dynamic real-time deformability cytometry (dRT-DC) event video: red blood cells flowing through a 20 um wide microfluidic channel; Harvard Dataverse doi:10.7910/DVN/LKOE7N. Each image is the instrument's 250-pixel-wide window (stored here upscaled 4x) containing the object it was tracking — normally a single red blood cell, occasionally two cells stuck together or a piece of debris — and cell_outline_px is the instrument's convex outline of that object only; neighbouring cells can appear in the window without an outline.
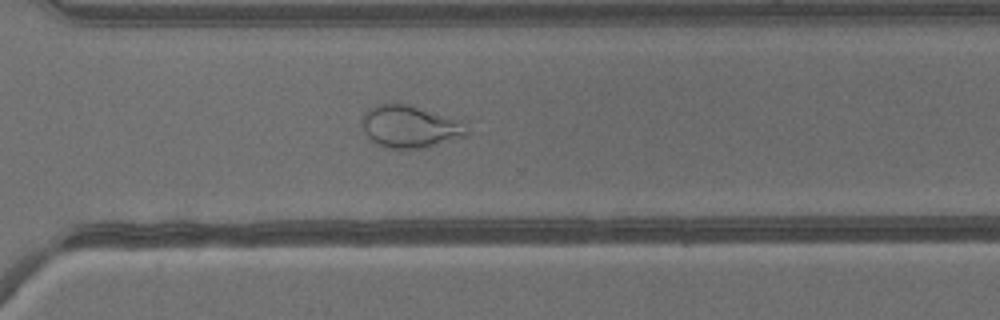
{"species": "common noctule bat (a hibernating species)", "species_latin": "Nyctalus noctula", "temperature_condition": "warm", "stored_images_in_passage": 41, "camera_frame_rate_fps": 3000, "um_per_image_px": 0.085, "animal": {"sex": "male", "body_mass_g": 13.3}, "frame": {"image": 1, "passage_image": 30, "time_ms": 9.667, "image_size_px": [1000, 320], "cell_outline_px": [[468, 132], [464, 136], [436, 144], [420, 148], [388, 148], [376, 144], [364, 132], [360, 124], [360, 120], [364, 112], [368, 108], [376, 104], [404, 104], [460, 120]], "centroid_in_image_um": [34.74, 10.76], "position_along_channel_um": 335.9, "area_um2": 25.32}}
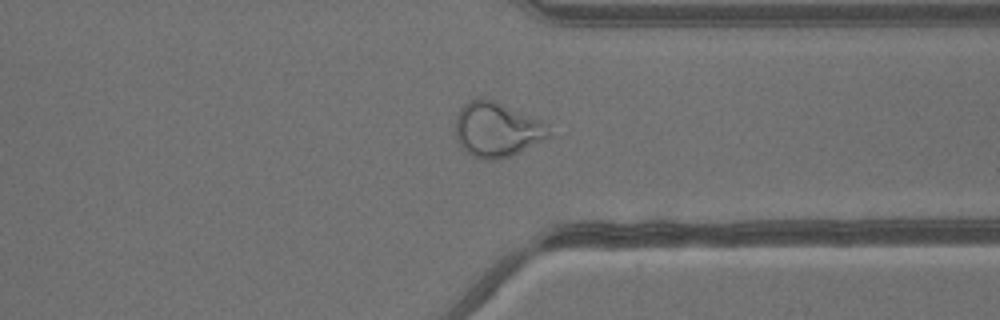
{"frame": {"image": 2, "passage_image": 32, "time_ms": 10.333, "image_size_px": [1000, 320], "cell_outline_px": [[548, 136], [544, 140], [508, 156], [492, 160], [484, 160], [472, 156], [460, 144], [456, 136], [456, 116], [460, 108], [468, 100], [480, 96], [484, 96], [496, 100], [544, 124], [548, 132]], "centroid_in_image_um": [42.14, 10.98], "position_along_channel_um": 369.3, "area_um2": 29.19}}
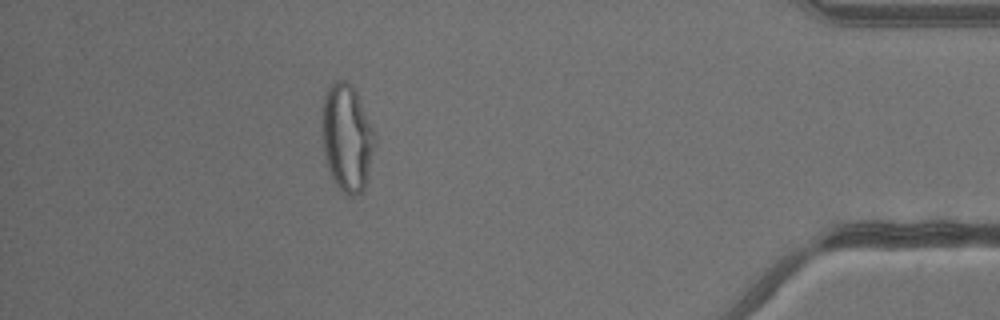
{"frame": {"image": 3, "passage_image": 37, "time_ms": 12.0, "image_size_px": [1000, 320], "cell_outline_px": [[376, 140], [364, 188], [356, 196], [348, 196], [336, 184], [328, 168], [324, 152], [324, 96], [328, 88], [336, 80], [344, 80], [352, 84], [356, 92], [376, 136]], "centroid_in_image_um": [29.52, 11.71], "position_along_channel_um": 405.7, "area_um2": 32.02}}